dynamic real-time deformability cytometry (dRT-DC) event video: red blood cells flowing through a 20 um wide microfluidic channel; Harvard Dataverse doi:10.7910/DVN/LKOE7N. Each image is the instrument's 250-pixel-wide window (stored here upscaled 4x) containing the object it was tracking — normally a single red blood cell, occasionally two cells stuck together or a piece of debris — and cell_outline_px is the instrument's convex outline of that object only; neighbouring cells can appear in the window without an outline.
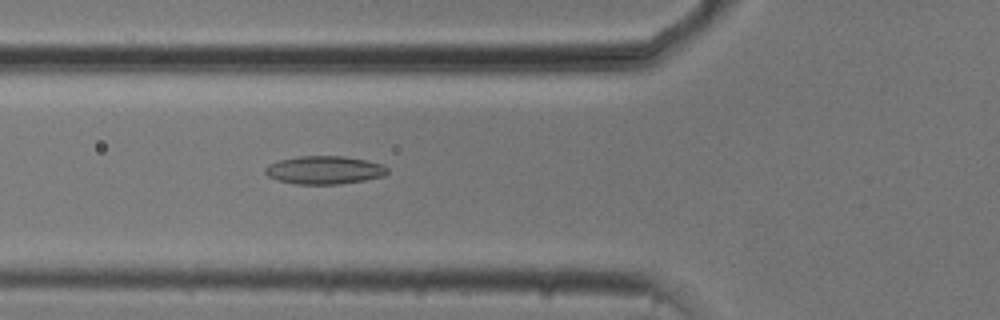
{"species": "common noctule bat (a hibernating species)", "species_latin": "Nyctalus noctula", "temperature_condition": "cold", "stored_images_in_passage": 44, "camera_frame_rate_fps": 3000, "um_per_image_px": 0.085, "animal": {"sex": "male", "body_mass_g": 20.5, "forearm_length_mm": 52.5}, "frame": {"image": 1, "passage_image": 10, "time_ms": 3.0, "image_size_px": [1000, 320], "cell_outline_px": [[388, 172], [384, 176], [364, 180], [340, 184], [296, 184], [276, 180], [268, 176], [264, 172], [264, 168], [268, 164], [280, 160], [296, 156], [344, 156], [368, 160], [384, 164], [388, 168]], "centroid_in_image_um": [27.58, 14.45], "position_along_channel_um": 98.2, "area_um2": 20.29}}
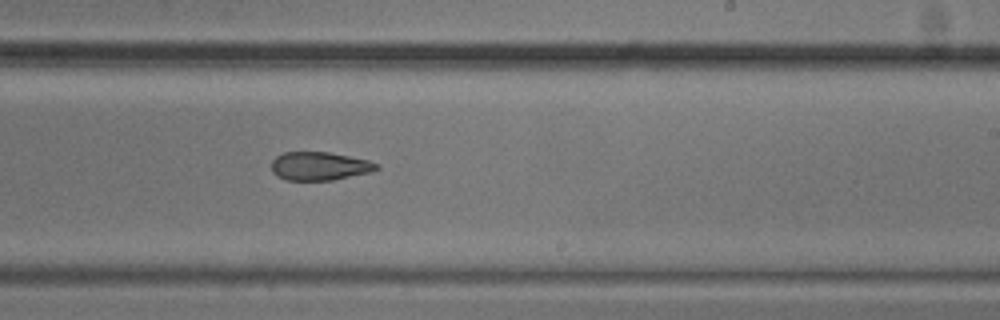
{"frame": {"image": 2, "passage_image": 23, "time_ms": 7.333, "image_size_px": [1000, 320], "cell_outline_px": [[380, 168], [372, 172], [332, 180], [288, 180], [276, 176], [272, 172], [272, 160], [276, 156], [284, 152], [328, 152], [368, 160], [380, 164]], "centroid_in_image_um": [27.17, 14.12], "position_along_channel_um": 261.8, "area_um2": 17.46}}
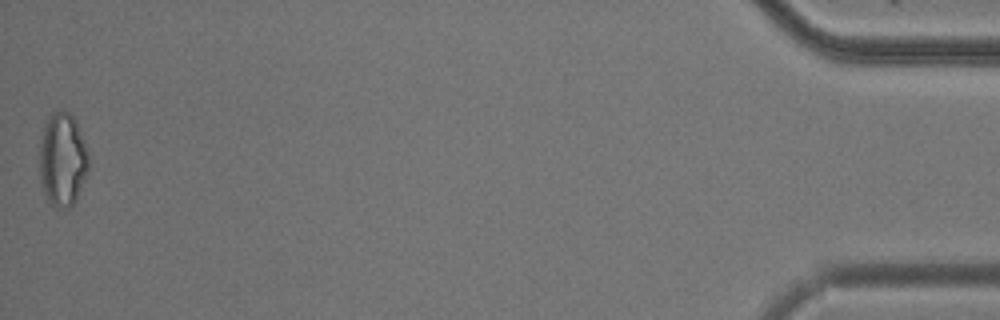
{"frame": {"image": 3, "passage_image": 44, "time_ms": 14.333, "image_size_px": [1000, 320], "cell_outline_px": [[92, 160], [76, 200], [68, 208], [56, 208], [48, 204], [40, 180], [40, 144], [44, 124], [48, 116], [52, 112], [68, 112], [76, 120]], "centroid_in_image_um": [5.33, 13.58], "position_along_channel_um": 429.9, "area_um2": 27.17}, "authors_computed_cell_mechanics": {"area_um2": 19.7098, "velocity_mm_per_s": 3.7697, "shape_relaxation_time_tau1_ms": null, "shape_relaxation_time_tau2_ms": 6.1106, "deformation_change_tau1": null, "deformation_change_tau2": 0.1469}}